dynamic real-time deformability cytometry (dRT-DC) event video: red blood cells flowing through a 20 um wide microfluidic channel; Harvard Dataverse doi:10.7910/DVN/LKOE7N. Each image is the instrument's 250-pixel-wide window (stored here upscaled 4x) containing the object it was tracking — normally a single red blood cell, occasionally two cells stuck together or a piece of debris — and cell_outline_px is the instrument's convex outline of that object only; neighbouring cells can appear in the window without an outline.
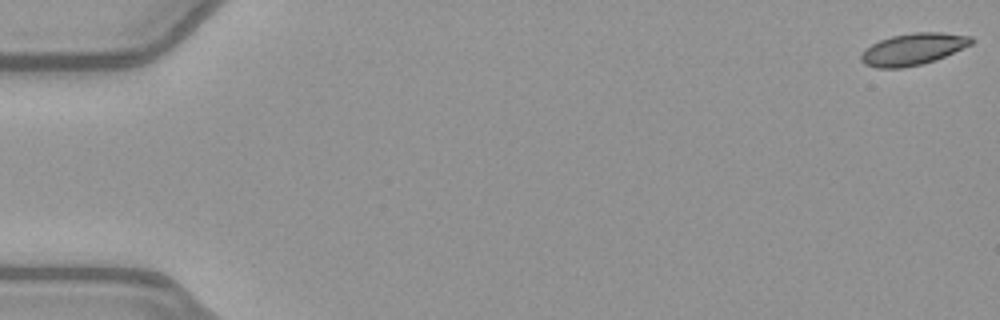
{"species": "common noctule bat (a hibernating species)", "species_latin": "Nyctalus noctula", "temperature_condition": "warm", "stored_images_in_passage": 53, "camera_frame_rate_fps": 3000, "um_per_image_px": 0.085, "animal": {"sex": "female", "body_mass_g": 21.9}, "frame": {"image": 1, "passage_image": 1, "time_ms": 0.0, "image_size_px": [1000, 320], "cell_outline_px": [[972, 44], [936, 60], [904, 68], [876, 68], [864, 64], [860, 60], [860, 56], [872, 44], [880, 40], [892, 36], [916, 32], [940, 32], [972, 36]], "centroid_in_image_um": [77.61, 4.18], "position_along_channel_um": 7.4, "area_um2": 20.23}}
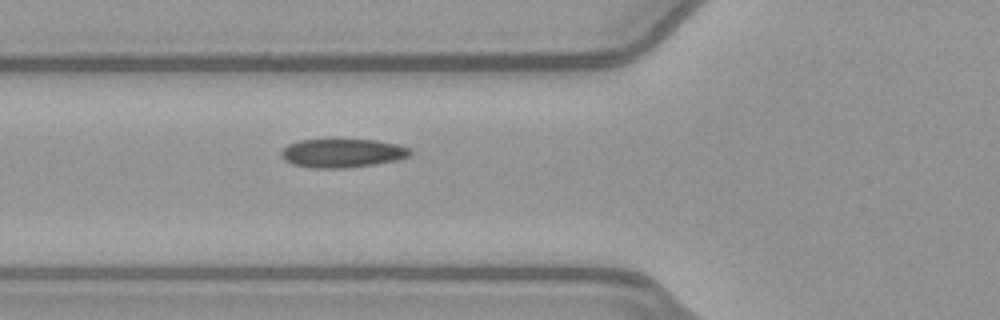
{"frame": {"image": 2, "passage_image": 20, "time_ms": 6.333, "image_size_px": [1000, 320], "cell_outline_px": [[412, 152], [408, 156], [396, 160], [376, 164], [348, 168], [312, 168], [292, 164], [284, 160], [280, 156], [280, 152], [288, 144], [300, 140], [376, 140], [396, 144], [408, 148]], "centroid_in_image_um": [29.06, 13.02], "position_along_channel_um": 96.7, "area_um2": 21.5}}
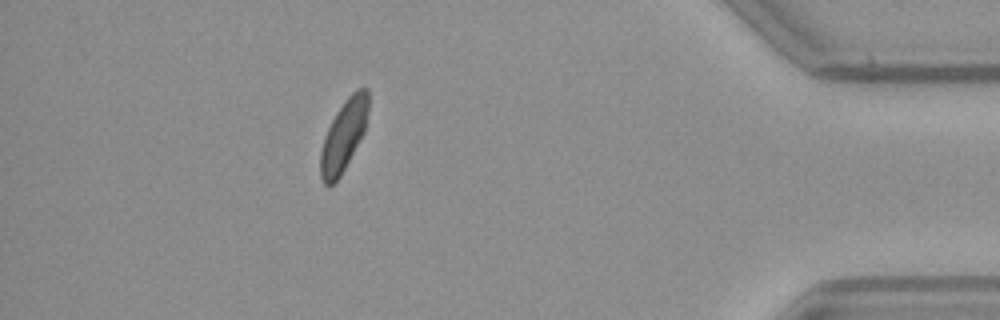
{"frame": {"image": 3, "passage_image": 47, "time_ms": 15.333, "image_size_px": [1000, 320], "cell_outline_px": [[368, 112], [364, 132], [340, 176], [332, 184], [324, 184], [320, 176], [320, 152], [324, 136], [336, 112], [344, 100], [356, 88], [368, 88]], "centroid_in_image_um": [29.2, 11.49], "position_along_channel_um": 406.0, "area_um2": 19.65}, "authors_computed_cell_mechanics": {"area_um2": 20.8658, "velocity_mm_per_s": 3.9756, "shape_relaxation_time_tau1_ms": 6.3562, "shape_relaxation_time_tau2_ms": 5.7419, "deformation_change_tau1": 0.1308, "deformation_change_tau2": 0.1031}}